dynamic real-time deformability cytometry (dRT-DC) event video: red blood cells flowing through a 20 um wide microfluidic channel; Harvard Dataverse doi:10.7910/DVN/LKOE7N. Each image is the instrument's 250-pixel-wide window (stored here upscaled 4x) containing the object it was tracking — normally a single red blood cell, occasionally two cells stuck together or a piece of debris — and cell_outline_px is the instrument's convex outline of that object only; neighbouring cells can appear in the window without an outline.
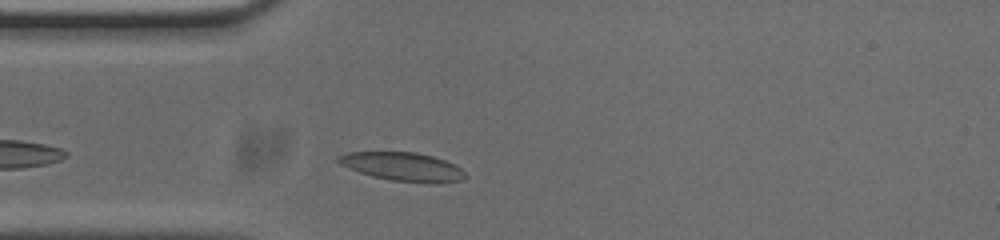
{"species": "common noctule bat (a hibernating species)", "species_latin": "Nyctalus noctula", "temperature_condition": "cold", "stored_images_in_passage": 31, "camera_frame_rate_fps": 3000, "um_per_image_px": 0.085, "animal": {"sex": "male", "body_mass_g": 20.0, "forearm_length_mm": 53.3}, "frame": {"image": 1, "passage_image": 3, "time_ms": 0.667, "image_size_px": [1000, 240], "cell_outline_px": [[468, 176], [464, 180], [392, 180], [372, 176], [348, 168], [340, 164], [336, 160], [336, 156], [348, 152], [416, 152], [432, 156], [444, 160], [460, 168]], "centroid_in_image_um": [34.12, 14.11], "position_along_channel_um": 50.9, "area_um2": 20.17}}
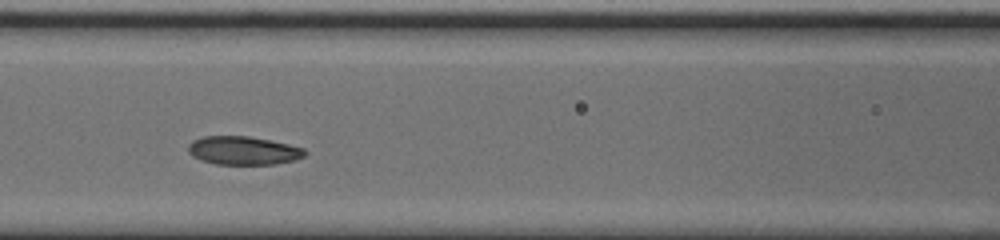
{"frame": {"image": 2, "passage_image": 11, "time_ms": 3.333, "image_size_px": [1000, 240], "cell_outline_px": [[308, 152], [304, 156], [296, 160], [276, 164], [216, 164], [200, 160], [192, 156], [188, 152], [188, 144], [192, 140], [200, 136], [248, 136], [288, 144], [304, 148]], "centroid_in_image_um": [20.66, 12.79], "position_along_channel_um": 145.9, "area_um2": 19.48}}
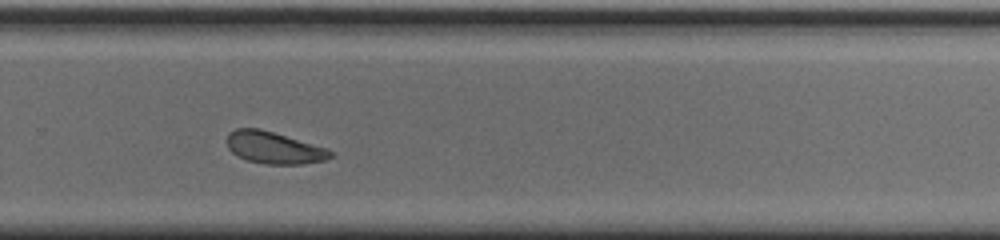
{"frame": {"image": 3, "passage_image": 24, "time_ms": 7.667, "image_size_px": [1000, 240], "cell_outline_px": [[332, 156], [328, 160], [304, 164], [264, 164], [248, 160], [236, 156], [228, 148], [228, 132], [236, 128], [260, 128], [328, 148], [332, 152]], "centroid_in_image_um": [23.3, 12.56], "position_along_channel_um": 306.5, "area_um2": 19.42}, "authors_computed_cell_mechanics": {"area_um2": 19.4786, "velocity_mm_per_s": 3.7076, "shape_relaxation_time_tau1_ms": 4.7359, "shape_relaxation_time_tau2_ms": 1.9546, "deformation_change_tau1": 0.1435, "deformation_change_tau2": 0.0683}}